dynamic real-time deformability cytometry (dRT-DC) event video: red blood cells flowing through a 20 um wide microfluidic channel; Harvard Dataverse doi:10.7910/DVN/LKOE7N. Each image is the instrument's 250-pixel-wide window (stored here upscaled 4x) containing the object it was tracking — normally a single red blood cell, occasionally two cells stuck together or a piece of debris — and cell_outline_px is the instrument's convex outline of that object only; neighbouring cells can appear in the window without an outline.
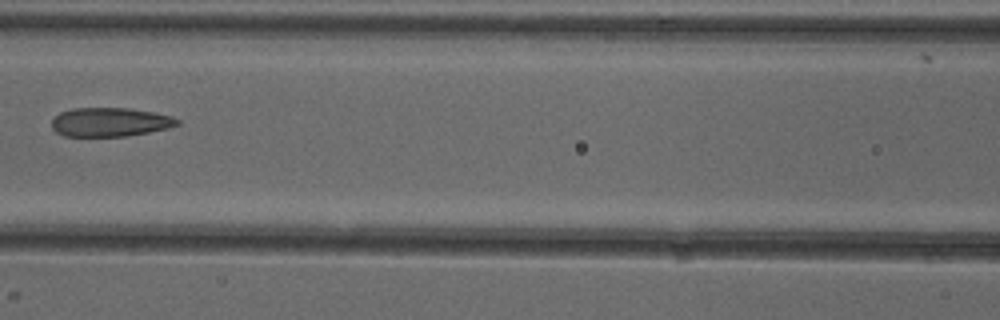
{"species": "common noctule bat (a hibernating species)", "species_latin": "Nyctalus noctula", "temperature_condition": "cold", "stored_images_in_passage": 6, "camera_frame_rate_fps": 3000, "um_per_image_px": 0.085, "animal": {"sex": "female"}, "frame": {"image": 1, "passage_image": 6, "time_ms": 7.0, "image_size_px": [1000, 320], "cell_outline_px": [[180, 124], [168, 128], [128, 136], [64, 136], [56, 132], [52, 128], [52, 120], [60, 112], [72, 108], [128, 108], [156, 112], [172, 116], [180, 120]], "centroid_in_image_um": [9.37, 10.37], "position_along_channel_um": 157.2, "area_um2": 21.27}}